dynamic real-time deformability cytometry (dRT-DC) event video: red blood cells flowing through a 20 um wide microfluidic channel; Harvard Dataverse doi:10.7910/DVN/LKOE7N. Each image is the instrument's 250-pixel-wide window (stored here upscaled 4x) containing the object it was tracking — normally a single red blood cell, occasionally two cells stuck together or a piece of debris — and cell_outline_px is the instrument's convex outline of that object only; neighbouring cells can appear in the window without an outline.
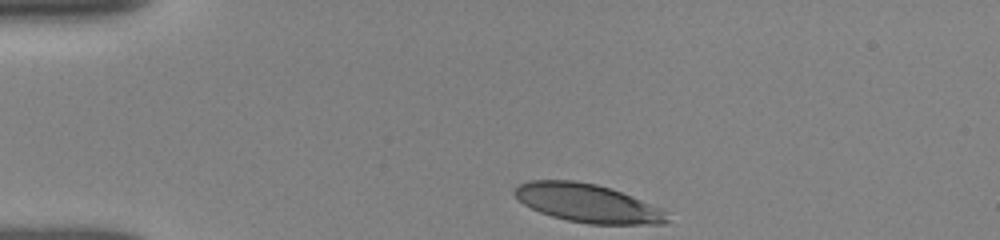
{"species": "human", "species_latin": "Homo sapiens", "temperature_condition": "room temperature", "stored_images_in_passage": 14, "camera_frame_rate_fps": 3000, "um_per_image_px": 0.085, "donor": {"sex": "female"}, "frame": {"image": 1, "passage_image": 1, "time_ms": 0.0, "image_size_px": [1000, 240], "cell_outline_px": [[668, 220], [664, 224], [588, 224], [568, 220], [552, 216], [540, 212], [524, 204], [512, 192], [520, 184], [532, 180], [572, 180], [596, 184], [620, 192], [660, 208], [664, 212]], "centroid_in_image_um": [49.91, 17.27], "position_along_channel_um": 35.1, "area_um2": 33.52}}
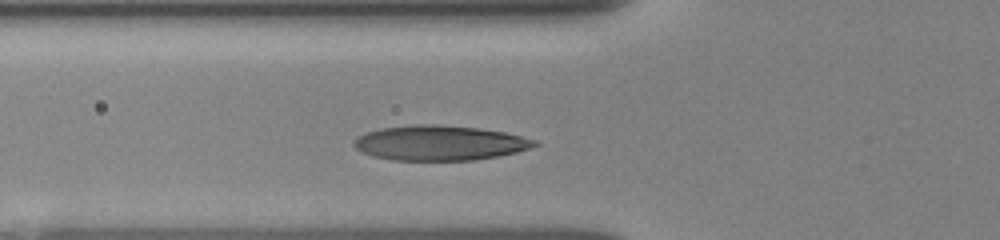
{"frame": {"image": 2, "passage_image": 11, "time_ms": 2.667, "image_size_px": [1000, 240], "cell_outline_px": [[540, 144], [532, 148], [500, 156], [472, 160], [392, 160], [372, 156], [356, 148], [352, 144], [360, 136], [368, 132], [380, 128], [416, 124], [436, 124], [480, 128], [504, 132], [536, 140]], "centroid_in_image_um": [37.41, 12.15], "position_along_channel_um": 88.4, "area_um2": 36.7}}